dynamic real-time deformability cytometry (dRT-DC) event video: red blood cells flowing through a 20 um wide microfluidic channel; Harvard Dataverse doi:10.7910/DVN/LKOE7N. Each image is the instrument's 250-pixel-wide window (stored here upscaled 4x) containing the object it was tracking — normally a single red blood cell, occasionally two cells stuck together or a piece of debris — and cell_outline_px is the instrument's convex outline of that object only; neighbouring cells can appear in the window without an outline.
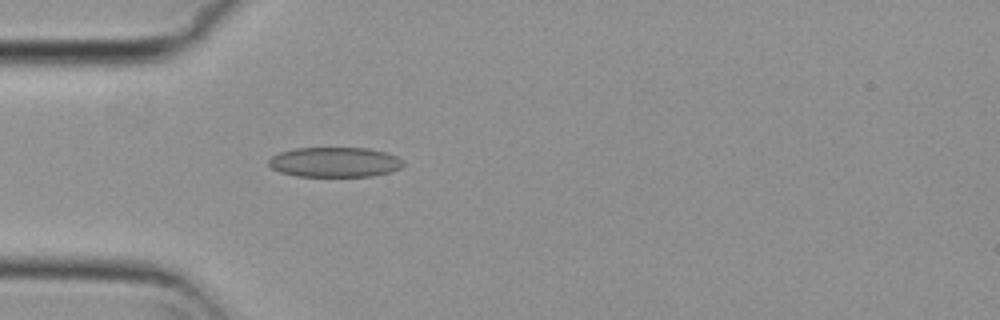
{"species": "common noctule bat (a hibernating species)", "species_latin": "Nyctalus noctula", "temperature_condition": "cold", "stored_images_in_passage": 40, "camera_frame_rate_fps": 3000, "um_per_image_px": 0.085, "animal": {"sex": "female", "body_mass_g": 29.2, "forearm_length_mm": 56.3}, "frame": {"image": 1, "passage_image": 2, "time_ms": 0.333, "image_size_px": [1000, 320], "cell_outline_px": [[404, 164], [400, 168], [392, 172], [372, 176], [296, 176], [280, 172], [272, 168], [268, 164], [268, 160], [272, 156], [280, 152], [296, 148], [368, 148], [384, 152], [396, 156], [404, 160]], "centroid_in_image_um": [28.47, 13.78], "position_along_channel_um": 56.5, "area_um2": 23.52}}
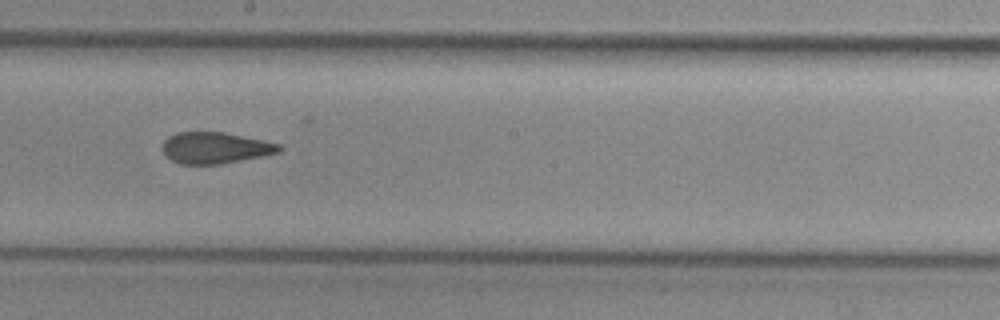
{"frame": {"image": 2, "passage_image": 16, "time_ms": 5.0, "image_size_px": [1000, 320], "cell_outline_px": [[284, 148], [280, 152], [220, 164], [180, 164], [164, 156], [160, 148], [164, 140], [168, 136], [176, 132], [224, 132], [280, 144]], "centroid_in_image_um": [18.23, 12.56], "position_along_channel_um": 230.0, "area_um2": 21.39}}
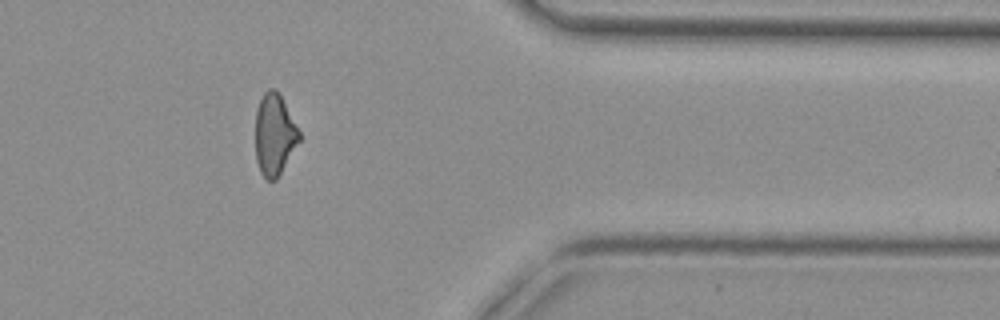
{"frame": {"image": 3, "passage_image": 30, "time_ms": 9.667, "image_size_px": [1000, 320], "cell_outline_px": [[300, 140], [276, 180], [268, 180], [260, 172], [256, 160], [256, 112], [260, 100], [264, 92], [268, 88], [276, 88], [280, 92], [300, 132]], "centroid_in_image_um": [23.33, 11.4], "position_along_channel_um": 388.1, "area_um2": 20.81}, "authors_computed_cell_mechanics": {"area_um2": 22.1952, "velocity_mm_per_s": 3.8128, "shape_relaxation_time_tau1_ms": null, "shape_relaxation_time_tau2_ms": 2.1145, "deformation_change_tau1": null, "deformation_change_tau2": 0.0859}}